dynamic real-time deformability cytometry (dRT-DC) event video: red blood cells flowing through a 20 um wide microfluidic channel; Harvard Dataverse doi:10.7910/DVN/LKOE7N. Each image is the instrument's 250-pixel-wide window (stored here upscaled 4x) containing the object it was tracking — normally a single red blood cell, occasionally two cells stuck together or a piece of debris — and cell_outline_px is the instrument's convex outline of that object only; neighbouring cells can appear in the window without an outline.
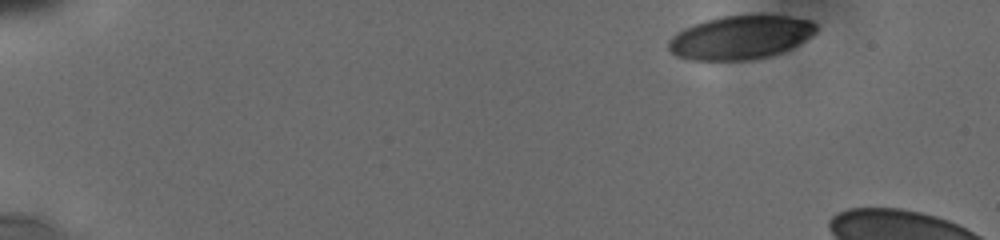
{"species": "human", "species_latin": "Homo sapiens", "temperature_condition": "cold", "stored_images_in_passage": 14, "camera_frame_rate_fps": 3000, "um_per_image_px": 0.085, "donor": {"sex": "male"}, "frame": {"image": 1, "passage_image": 1, "time_ms": 0.0, "image_size_px": [1000, 240], "cell_outline_px": [[816, 32], [804, 40], [780, 52], [768, 56], [744, 60], [692, 60], [676, 56], [668, 48], [668, 40], [676, 32], [684, 28], [720, 16], [756, 12], [760, 12], [788, 16], [812, 20], [816, 24]], "centroid_in_image_um": [62.93, 3.13], "position_along_channel_um": 22.1, "area_um2": 37.97}}
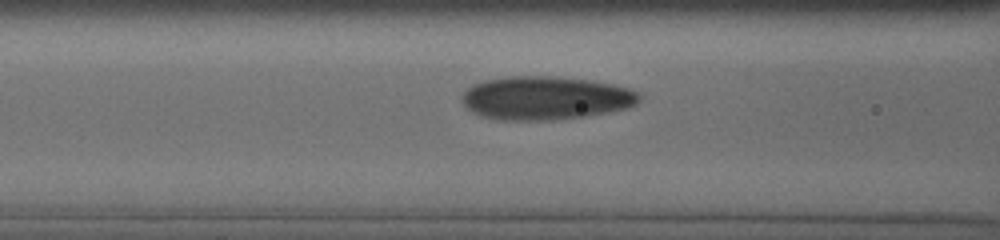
{"frame": {"image": 2, "passage_image": 11, "time_ms": 6.0, "image_size_px": [1000, 240], "cell_outline_px": [[640, 100], [636, 104], [628, 108], [608, 112], [584, 116], [552, 120], [496, 120], [484, 116], [468, 108], [464, 104], [464, 92], [472, 84], [484, 80], [508, 76], [556, 76], [592, 80], [612, 84], [628, 88], [640, 92]], "centroid_in_image_um": [46.42, 8.32], "position_along_channel_um": 120.2, "area_um2": 44.85}}
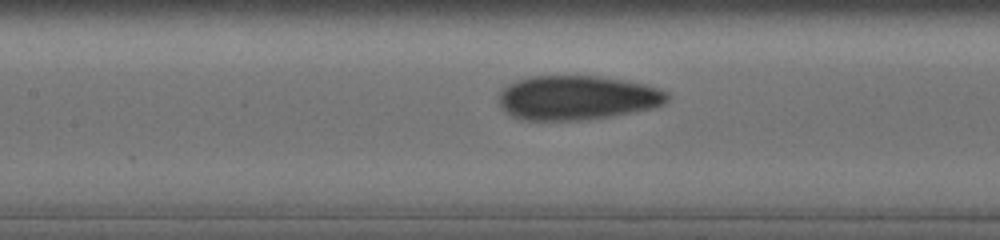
{"frame": {"image": 3, "passage_image": 13, "time_ms": 7.0, "image_size_px": [1000, 240], "cell_outline_px": [[668, 100], [664, 104], [652, 108], [608, 116], [580, 120], [524, 120], [512, 116], [500, 104], [500, 92], [508, 84], [516, 80], [528, 76], [600, 76], [624, 80], [644, 84], [660, 88], [668, 92]], "centroid_in_image_um": [49.07, 8.29], "position_along_channel_um": 158.3, "area_um2": 43.29}}